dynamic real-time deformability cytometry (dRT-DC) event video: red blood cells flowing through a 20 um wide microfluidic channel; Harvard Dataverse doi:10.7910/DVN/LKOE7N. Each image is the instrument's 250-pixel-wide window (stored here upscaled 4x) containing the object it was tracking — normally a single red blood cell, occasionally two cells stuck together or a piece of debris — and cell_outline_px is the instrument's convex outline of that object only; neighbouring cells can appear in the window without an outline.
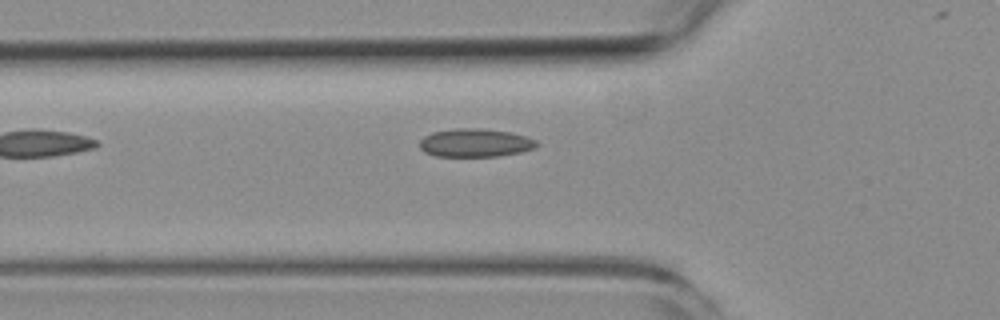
{"species": "common noctule bat (a hibernating species)", "species_latin": "Nyctalus noctula", "temperature_condition": "room temperature", "stored_images_in_passage": 6, "camera_frame_rate_fps": 3000, "um_per_image_px": 0.085, "animal": {"sex": "female", "body_mass_g": 19.3, "forearm_length_mm": 54.1}, "frame": {"image": 1, "passage_image": 6, "time_ms": 6.0, "image_size_px": [1000, 320], "cell_outline_px": [[540, 144], [536, 148], [520, 152], [500, 156], [436, 156], [424, 152], [420, 148], [420, 140], [424, 136], [432, 132], [456, 128], [480, 128], [512, 132], [528, 136], [536, 140]], "centroid_in_image_um": [40.43, 12.13], "position_along_channel_um": 85.4, "area_um2": 19.54}}